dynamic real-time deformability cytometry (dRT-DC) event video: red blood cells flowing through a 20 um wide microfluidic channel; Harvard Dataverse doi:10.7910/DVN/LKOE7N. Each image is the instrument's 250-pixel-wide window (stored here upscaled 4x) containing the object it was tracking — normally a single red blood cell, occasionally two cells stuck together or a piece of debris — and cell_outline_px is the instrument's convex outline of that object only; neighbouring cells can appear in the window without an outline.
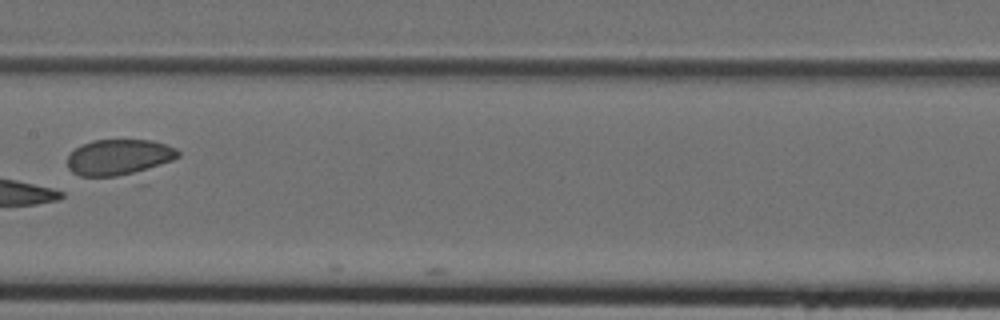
{"species": "Egyptian fruit bat (a non-hibernating species)", "species_latin": "Rousettus aegyptiacus", "temperature_condition": "cold", "stored_images_in_passage": 32, "camera_frame_rate_fps": 3000, "um_per_image_px": 0.085, "animal": {"sex": "female"}, "frame": {"image": 1, "passage_image": 11, "time_ms": 3.333, "image_size_px": [1000, 320], "cell_outline_px": [[180, 156], [140, 176], [80, 176], [72, 172], [68, 168], [68, 156], [76, 148], [92, 140], [152, 140], [176, 148], [180, 152]], "centroid_in_image_um": [10.19, 13.4], "position_along_channel_um": 197.2, "area_um2": 23.81}}